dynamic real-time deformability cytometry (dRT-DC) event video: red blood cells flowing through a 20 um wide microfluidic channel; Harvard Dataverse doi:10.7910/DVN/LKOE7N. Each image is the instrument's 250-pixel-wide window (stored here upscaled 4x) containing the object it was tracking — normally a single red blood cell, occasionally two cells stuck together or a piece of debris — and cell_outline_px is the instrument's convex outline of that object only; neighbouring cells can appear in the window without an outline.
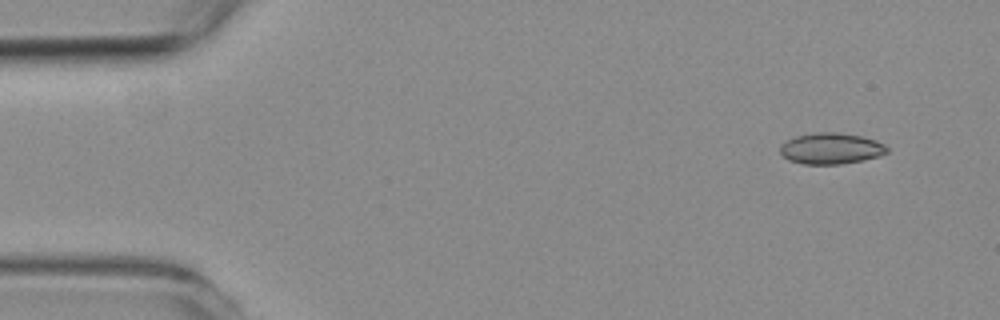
{"species": "common noctule bat (a hibernating species)", "species_latin": "Nyctalus noctula", "temperature_condition": "room temperature", "stored_images_in_passage": 51, "camera_frame_rate_fps": 3000, "um_per_image_px": 0.085, "animal": {"sex": "female", "body_mass_g": 19.3, "forearm_length_mm": 54.1}, "frame": {"image": 1, "passage_image": 1, "time_ms": 0.0, "image_size_px": [1000, 320], "cell_outline_px": [[888, 152], [864, 160], [840, 164], [804, 164], [788, 160], [780, 152], [780, 144], [796, 136], [816, 132], [836, 132], [864, 136], [876, 140], [884, 144], [888, 148]], "centroid_in_image_um": [70.64, 12.61], "position_along_channel_um": 14.4, "area_um2": 19.42}}
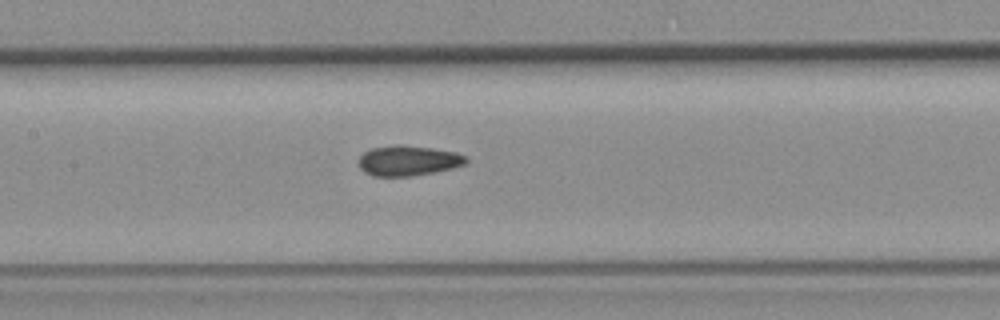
{"frame": {"image": 2, "passage_image": 22, "time_ms": 7.0, "image_size_px": [1000, 320], "cell_outline_px": [[468, 160], [464, 164], [452, 168], [436, 172], [412, 176], [372, 176], [364, 172], [360, 168], [356, 160], [364, 152], [372, 148], [400, 144], [432, 148], [456, 152], [468, 156]], "centroid_in_image_um": [34.68, 13.66], "position_along_channel_um": 172.7, "area_um2": 19.13}}
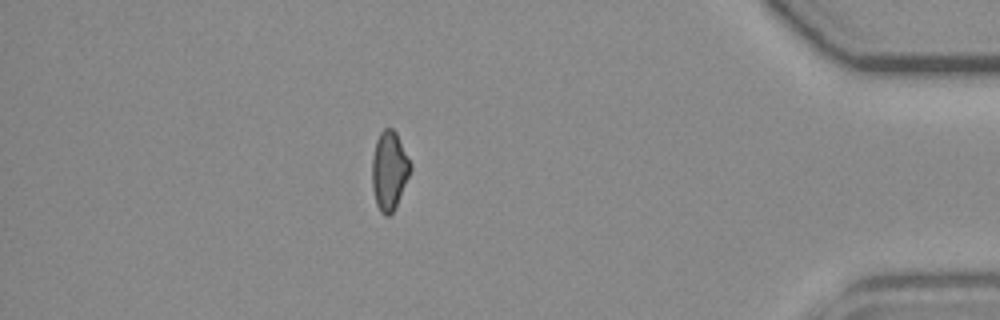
{"frame": {"image": 3, "passage_image": 44, "time_ms": 14.333, "image_size_px": [1000, 320], "cell_outline_px": [[412, 168], [396, 204], [392, 212], [388, 216], [384, 216], [380, 212], [376, 204], [372, 188], [372, 156], [376, 140], [380, 132], [384, 128], [392, 128], [396, 132], [412, 164]], "centroid_in_image_um": [33.07, 14.48], "position_along_channel_um": 402.1, "area_um2": 17.57}, "authors_computed_cell_mechanics": {"area_um2": 18.5538, "velocity_mm_per_s": 3.778, "shape_relaxation_time_tau1_ms": null, "shape_relaxation_time_tau2_ms": 4.5818, "deformation_change_tau1": null, "deformation_change_tau2": 0.1067}}